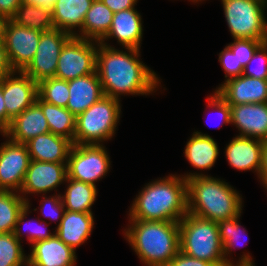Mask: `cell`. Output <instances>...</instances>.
I'll return each mask as SVG.
<instances>
[{
  "instance_id": "obj_42",
  "label": "cell",
  "mask_w": 267,
  "mask_h": 266,
  "mask_svg": "<svg viewBox=\"0 0 267 266\" xmlns=\"http://www.w3.org/2000/svg\"><path fill=\"white\" fill-rule=\"evenodd\" d=\"M113 13L135 8L138 0H101Z\"/></svg>"
},
{
  "instance_id": "obj_47",
  "label": "cell",
  "mask_w": 267,
  "mask_h": 266,
  "mask_svg": "<svg viewBox=\"0 0 267 266\" xmlns=\"http://www.w3.org/2000/svg\"><path fill=\"white\" fill-rule=\"evenodd\" d=\"M4 22H5V19L0 17V40L2 39V35H3Z\"/></svg>"
},
{
  "instance_id": "obj_43",
  "label": "cell",
  "mask_w": 267,
  "mask_h": 266,
  "mask_svg": "<svg viewBox=\"0 0 267 266\" xmlns=\"http://www.w3.org/2000/svg\"><path fill=\"white\" fill-rule=\"evenodd\" d=\"M13 72L7 58L3 39L0 40V79Z\"/></svg>"
},
{
  "instance_id": "obj_32",
  "label": "cell",
  "mask_w": 267,
  "mask_h": 266,
  "mask_svg": "<svg viewBox=\"0 0 267 266\" xmlns=\"http://www.w3.org/2000/svg\"><path fill=\"white\" fill-rule=\"evenodd\" d=\"M37 96L44 102L66 108L69 100L68 81L56 77L40 81L37 84Z\"/></svg>"
},
{
  "instance_id": "obj_21",
  "label": "cell",
  "mask_w": 267,
  "mask_h": 266,
  "mask_svg": "<svg viewBox=\"0 0 267 266\" xmlns=\"http://www.w3.org/2000/svg\"><path fill=\"white\" fill-rule=\"evenodd\" d=\"M69 100L66 108L76 117L104 96L97 72L68 81Z\"/></svg>"
},
{
  "instance_id": "obj_36",
  "label": "cell",
  "mask_w": 267,
  "mask_h": 266,
  "mask_svg": "<svg viewBox=\"0 0 267 266\" xmlns=\"http://www.w3.org/2000/svg\"><path fill=\"white\" fill-rule=\"evenodd\" d=\"M267 40H255V39H234V42L228 44L227 46L236 54L238 59V64L243 67L251 60L253 54L257 48Z\"/></svg>"
},
{
  "instance_id": "obj_11",
  "label": "cell",
  "mask_w": 267,
  "mask_h": 266,
  "mask_svg": "<svg viewBox=\"0 0 267 266\" xmlns=\"http://www.w3.org/2000/svg\"><path fill=\"white\" fill-rule=\"evenodd\" d=\"M71 37V34L59 29L42 32L34 58L23 72L37 84L55 77L60 52Z\"/></svg>"
},
{
  "instance_id": "obj_3",
  "label": "cell",
  "mask_w": 267,
  "mask_h": 266,
  "mask_svg": "<svg viewBox=\"0 0 267 266\" xmlns=\"http://www.w3.org/2000/svg\"><path fill=\"white\" fill-rule=\"evenodd\" d=\"M180 176L187 181L188 213L217 223L242 213V197L227 182L197 172Z\"/></svg>"
},
{
  "instance_id": "obj_25",
  "label": "cell",
  "mask_w": 267,
  "mask_h": 266,
  "mask_svg": "<svg viewBox=\"0 0 267 266\" xmlns=\"http://www.w3.org/2000/svg\"><path fill=\"white\" fill-rule=\"evenodd\" d=\"M184 155L194 168L209 170L214 166L219 156V148L211 136L196 131L189 138Z\"/></svg>"
},
{
  "instance_id": "obj_2",
  "label": "cell",
  "mask_w": 267,
  "mask_h": 266,
  "mask_svg": "<svg viewBox=\"0 0 267 266\" xmlns=\"http://www.w3.org/2000/svg\"><path fill=\"white\" fill-rule=\"evenodd\" d=\"M129 209V220L179 222L187 212V181L171 174L146 184Z\"/></svg>"
},
{
  "instance_id": "obj_45",
  "label": "cell",
  "mask_w": 267,
  "mask_h": 266,
  "mask_svg": "<svg viewBox=\"0 0 267 266\" xmlns=\"http://www.w3.org/2000/svg\"><path fill=\"white\" fill-rule=\"evenodd\" d=\"M259 179L264 188L267 189V143L263 149V169Z\"/></svg>"
},
{
  "instance_id": "obj_44",
  "label": "cell",
  "mask_w": 267,
  "mask_h": 266,
  "mask_svg": "<svg viewBox=\"0 0 267 266\" xmlns=\"http://www.w3.org/2000/svg\"><path fill=\"white\" fill-rule=\"evenodd\" d=\"M6 132V107L4 104V97L2 94V86L0 84V133Z\"/></svg>"
},
{
  "instance_id": "obj_4",
  "label": "cell",
  "mask_w": 267,
  "mask_h": 266,
  "mask_svg": "<svg viewBox=\"0 0 267 266\" xmlns=\"http://www.w3.org/2000/svg\"><path fill=\"white\" fill-rule=\"evenodd\" d=\"M124 237L146 266H167L180 251L179 222L130 220Z\"/></svg>"
},
{
  "instance_id": "obj_38",
  "label": "cell",
  "mask_w": 267,
  "mask_h": 266,
  "mask_svg": "<svg viewBox=\"0 0 267 266\" xmlns=\"http://www.w3.org/2000/svg\"><path fill=\"white\" fill-rule=\"evenodd\" d=\"M218 60L225 72V81L243 75L244 67L238 64L236 54L228 46L219 53Z\"/></svg>"
},
{
  "instance_id": "obj_18",
  "label": "cell",
  "mask_w": 267,
  "mask_h": 266,
  "mask_svg": "<svg viewBox=\"0 0 267 266\" xmlns=\"http://www.w3.org/2000/svg\"><path fill=\"white\" fill-rule=\"evenodd\" d=\"M28 266H75L76 251L62 242L56 234L31 245Z\"/></svg>"
},
{
  "instance_id": "obj_28",
  "label": "cell",
  "mask_w": 267,
  "mask_h": 266,
  "mask_svg": "<svg viewBox=\"0 0 267 266\" xmlns=\"http://www.w3.org/2000/svg\"><path fill=\"white\" fill-rule=\"evenodd\" d=\"M113 14L101 0H94L82 25V38L100 42L111 28Z\"/></svg>"
},
{
  "instance_id": "obj_22",
  "label": "cell",
  "mask_w": 267,
  "mask_h": 266,
  "mask_svg": "<svg viewBox=\"0 0 267 266\" xmlns=\"http://www.w3.org/2000/svg\"><path fill=\"white\" fill-rule=\"evenodd\" d=\"M93 1L94 0H56L51 7L55 29L82 38V25ZM75 29L78 31H75Z\"/></svg>"
},
{
  "instance_id": "obj_40",
  "label": "cell",
  "mask_w": 267,
  "mask_h": 266,
  "mask_svg": "<svg viewBox=\"0 0 267 266\" xmlns=\"http://www.w3.org/2000/svg\"><path fill=\"white\" fill-rule=\"evenodd\" d=\"M167 266H214L204 260L190 257L183 252L179 251L169 262Z\"/></svg>"
},
{
  "instance_id": "obj_48",
  "label": "cell",
  "mask_w": 267,
  "mask_h": 266,
  "mask_svg": "<svg viewBox=\"0 0 267 266\" xmlns=\"http://www.w3.org/2000/svg\"><path fill=\"white\" fill-rule=\"evenodd\" d=\"M189 1V0H188ZM190 1H192L193 3H197V2H201V0H190Z\"/></svg>"
},
{
  "instance_id": "obj_8",
  "label": "cell",
  "mask_w": 267,
  "mask_h": 266,
  "mask_svg": "<svg viewBox=\"0 0 267 266\" xmlns=\"http://www.w3.org/2000/svg\"><path fill=\"white\" fill-rule=\"evenodd\" d=\"M111 162L102 145L73 144L67 161V178H72L96 186L108 173Z\"/></svg>"
},
{
  "instance_id": "obj_37",
  "label": "cell",
  "mask_w": 267,
  "mask_h": 266,
  "mask_svg": "<svg viewBox=\"0 0 267 266\" xmlns=\"http://www.w3.org/2000/svg\"><path fill=\"white\" fill-rule=\"evenodd\" d=\"M43 199L40 202V213H42L41 216H44L48 218L49 220L57 221L59 220L57 226L60 224L65 208L63 205L61 194L53 195L46 197L45 195L42 196Z\"/></svg>"
},
{
  "instance_id": "obj_23",
  "label": "cell",
  "mask_w": 267,
  "mask_h": 266,
  "mask_svg": "<svg viewBox=\"0 0 267 266\" xmlns=\"http://www.w3.org/2000/svg\"><path fill=\"white\" fill-rule=\"evenodd\" d=\"M26 145L30 160L67 163L73 142L65 137L48 132L36 136Z\"/></svg>"
},
{
  "instance_id": "obj_13",
  "label": "cell",
  "mask_w": 267,
  "mask_h": 266,
  "mask_svg": "<svg viewBox=\"0 0 267 266\" xmlns=\"http://www.w3.org/2000/svg\"><path fill=\"white\" fill-rule=\"evenodd\" d=\"M6 138L0 145V190L20 192L30 162L28 147Z\"/></svg>"
},
{
  "instance_id": "obj_6",
  "label": "cell",
  "mask_w": 267,
  "mask_h": 266,
  "mask_svg": "<svg viewBox=\"0 0 267 266\" xmlns=\"http://www.w3.org/2000/svg\"><path fill=\"white\" fill-rule=\"evenodd\" d=\"M120 100L103 96L77 116L74 144L102 145L115 135L120 120Z\"/></svg>"
},
{
  "instance_id": "obj_34",
  "label": "cell",
  "mask_w": 267,
  "mask_h": 266,
  "mask_svg": "<svg viewBox=\"0 0 267 266\" xmlns=\"http://www.w3.org/2000/svg\"><path fill=\"white\" fill-rule=\"evenodd\" d=\"M21 242L13 233L0 234V266H28Z\"/></svg>"
},
{
  "instance_id": "obj_46",
  "label": "cell",
  "mask_w": 267,
  "mask_h": 266,
  "mask_svg": "<svg viewBox=\"0 0 267 266\" xmlns=\"http://www.w3.org/2000/svg\"><path fill=\"white\" fill-rule=\"evenodd\" d=\"M21 3L34 4L38 6L52 7L56 0H20Z\"/></svg>"
},
{
  "instance_id": "obj_33",
  "label": "cell",
  "mask_w": 267,
  "mask_h": 266,
  "mask_svg": "<svg viewBox=\"0 0 267 266\" xmlns=\"http://www.w3.org/2000/svg\"><path fill=\"white\" fill-rule=\"evenodd\" d=\"M30 204L31 203H27V205L24 207V209L19 214L13 234L15 237L18 238L19 241H21L22 240L21 238L23 237V232H22L23 227L22 226L25 225L26 232H27V235H25V236H27L26 237L27 240L32 245L37 241L46 240V239L54 236L55 233L54 232L51 233L47 229V226H49V223H46V221L44 219L42 220L39 218V219H37L36 223H34L35 221H33L31 219L29 221H25L28 214L31 213V211H29V209L31 207ZM39 220H42V224H41V222L40 223L38 222ZM43 222H45V224ZM20 225H22V226H20Z\"/></svg>"
},
{
  "instance_id": "obj_10",
  "label": "cell",
  "mask_w": 267,
  "mask_h": 266,
  "mask_svg": "<svg viewBox=\"0 0 267 266\" xmlns=\"http://www.w3.org/2000/svg\"><path fill=\"white\" fill-rule=\"evenodd\" d=\"M41 33L37 29L17 25L11 19L5 20L2 39L13 71H23L32 61Z\"/></svg>"
},
{
  "instance_id": "obj_26",
  "label": "cell",
  "mask_w": 267,
  "mask_h": 266,
  "mask_svg": "<svg viewBox=\"0 0 267 266\" xmlns=\"http://www.w3.org/2000/svg\"><path fill=\"white\" fill-rule=\"evenodd\" d=\"M240 216L241 214L237 217L227 219V220H222L217 223L220 241L223 247V257H224L225 262L229 266H255L253 262V258L251 257L249 252L246 254L243 252V255H241L239 260L236 261V264L233 263L234 260L229 259L232 250L236 246L238 248L240 243H242L240 242V238L242 236V233L244 234V232L246 231L245 228H242V226L239 224L238 220L240 219Z\"/></svg>"
},
{
  "instance_id": "obj_9",
  "label": "cell",
  "mask_w": 267,
  "mask_h": 266,
  "mask_svg": "<svg viewBox=\"0 0 267 266\" xmlns=\"http://www.w3.org/2000/svg\"><path fill=\"white\" fill-rule=\"evenodd\" d=\"M98 44L72 36L60 52L55 77L69 81L95 73Z\"/></svg>"
},
{
  "instance_id": "obj_14",
  "label": "cell",
  "mask_w": 267,
  "mask_h": 266,
  "mask_svg": "<svg viewBox=\"0 0 267 266\" xmlns=\"http://www.w3.org/2000/svg\"><path fill=\"white\" fill-rule=\"evenodd\" d=\"M66 178L67 163L30 160L19 193L27 203H30L26 194H47L54 189L57 191V187L65 183Z\"/></svg>"
},
{
  "instance_id": "obj_1",
  "label": "cell",
  "mask_w": 267,
  "mask_h": 266,
  "mask_svg": "<svg viewBox=\"0 0 267 266\" xmlns=\"http://www.w3.org/2000/svg\"><path fill=\"white\" fill-rule=\"evenodd\" d=\"M124 49L126 51L115 49L105 41L98 44L96 72L104 95L120 100V96L125 94L149 95L156 92L160 79L138 58L140 50Z\"/></svg>"
},
{
  "instance_id": "obj_5",
  "label": "cell",
  "mask_w": 267,
  "mask_h": 266,
  "mask_svg": "<svg viewBox=\"0 0 267 266\" xmlns=\"http://www.w3.org/2000/svg\"><path fill=\"white\" fill-rule=\"evenodd\" d=\"M180 251L214 266H229L223 257L217 222L187 213L179 221Z\"/></svg>"
},
{
  "instance_id": "obj_7",
  "label": "cell",
  "mask_w": 267,
  "mask_h": 266,
  "mask_svg": "<svg viewBox=\"0 0 267 266\" xmlns=\"http://www.w3.org/2000/svg\"><path fill=\"white\" fill-rule=\"evenodd\" d=\"M233 39L267 40V0H221Z\"/></svg>"
},
{
  "instance_id": "obj_16",
  "label": "cell",
  "mask_w": 267,
  "mask_h": 266,
  "mask_svg": "<svg viewBox=\"0 0 267 266\" xmlns=\"http://www.w3.org/2000/svg\"><path fill=\"white\" fill-rule=\"evenodd\" d=\"M215 92L230 106L267 103V80L241 75L223 82Z\"/></svg>"
},
{
  "instance_id": "obj_12",
  "label": "cell",
  "mask_w": 267,
  "mask_h": 266,
  "mask_svg": "<svg viewBox=\"0 0 267 266\" xmlns=\"http://www.w3.org/2000/svg\"><path fill=\"white\" fill-rule=\"evenodd\" d=\"M0 84L6 107L7 131L11 121L36 101L37 83L23 71H13L0 79Z\"/></svg>"
},
{
  "instance_id": "obj_20",
  "label": "cell",
  "mask_w": 267,
  "mask_h": 266,
  "mask_svg": "<svg viewBox=\"0 0 267 266\" xmlns=\"http://www.w3.org/2000/svg\"><path fill=\"white\" fill-rule=\"evenodd\" d=\"M48 132L50 130L46 117L41 107L34 102L11 121L8 130L2 136L14 142L26 144L36 136Z\"/></svg>"
},
{
  "instance_id": "obj_30",
  "label": "cell",
  "mask_w": 267,
  "mask_h": 266,
  "mask_svg": "<svg viewBox=\"0 0 267 266\" xmlns=\"http://www.w3.org/2000/svg\"><path fill=\"white\" fill-rule=\"evenodd\" d=\"M17 25L46 32L55 29L50 7L21 3L11 18Z\"/></svg>"
},
{
  "instance_id": "obj_39",
  "label": "cell",
  "mask_w": 267,
  "mask_h": 266,
  "mask_svg": "<svg viewBox=\"0 0 267 266\" xmlns=\"http://www.w3.org/2000/svg\"><path fill=\"white\" fill-rule=\"evenodd\" d=\"M207 107H211L216 110L221 122V126L223 124L231 123V107L230 105L218 94L214 91L213 95H209L207 98ZM223 123V124H222Z\"/></svg>"
},
{
  "instance_id": "obj_41",
  "label": "cell",
  "mask_w": 267,
  "mask_h": 266,
  "mask_svg": "<svg viewBox=\"0 0 267 266\" xmlns=\"http://www.w3.org/2000/svg\"><path fill=\"white\" fill-rule=\"evenodd\" d=\"M20 5V0H0V17L11 19Z\"/></svg>"
},
{
  "instance_id": "obj_27",
  "label": "cell",
  "mask_w": 267,
  "mask_h": 266,
  "mask_svg": "<svg viewBox=\"0 0 267 266\" xmlns=\"http://www.w3.org/2000/svg\"><path fill=\"white\" fill-rule=\"evenodd\" d=\"M65 183L67 188L61 195L65 210L93 213L91 207L96 201L97 187L72 178H66Z\"/></svg>"
},
{
  "instance_id": "obj_35",
  "label": "cell",
  "mask_w": 267,
  "mask_h": 266,
  "mask_svg": "<svg viewBox=\"0 0 267 266\" xmlns=\"http://www.w3.org/2000/svg\"><path fill=\"white\" fill-rule=\"evenodd\" d=\"M243 75L267 80V41L257 48L251 60L244 67Z\"/></svg>"
},
{
  "instance_id": "obj_19",
  "label": "cell",
  "mask_w": 267,
  "mask_h": 266,
  "mask_svg": "<svg viewBox=\"0 0 267 266\" xmlns=\"http://www.w3.org/2000/svg\"><path fill=\"white\" fill-rule=\"evenodd\" d=\"M142 24L141 14L135 8L114 13L111 28L101 41L115 38L123 48L140 50L143 37Z\"/></svg>"
},
{
  "instance_id": "obj_15",
  "label": "cell",
  "mask_w": 267,
  "mask_h": 266,
  "mask_svg": "<svg viewBox=\"0 0 267 266\" xmlns=\"http://www.w3.org/2000/svg\"><path fill=\"white\" fill-rule=\"evenodd\" d=\"M266 142L246 136L233 137L225 148L228 164L237 170H254L260 178Z\"/></svg>"
},
{
  "instance_id": "obj_17",
  "label": "cell",
  "mask_w": 267,
  "mask_h": 266,
  "mask_svg": "<svg viewBox=\"0 0 267 266\" xmlns=\"http://www.w3.org/2000/svg\"><path fill=\"white\" fill-rule=\"evenodd\" d=\"M231 125L236 126L239 136L262 140L267 143V103L232 105Z\"/></svg>"
},
{
  "instance_id": "obj_31",
  "label": "cell",
  "mask_w": 267,
  "mask_h": 266,
  "mask_svg": "<svg viewBox=\"0 0 267 266\" xmlns=\"http://www.w3.org/2000/svg\"><path fill=\"white\" fill-rule=\"evenodd\" d=\"M26 205L19 192L0 190V234L14 232L18 216Z\"/></svg>"
},
{
  "instance_id": "obj_29",
  "label": "cell",
  "mask_w": 267,
  "mask_h": 266,
  "mask_svg": "<svg viewBox=\"0 0 267 266\" xmlns=\"http://www.w3.org/2000/svg\"><path fill=\"white\" fill-rule=\"evenodd\" d=\"M35 102L46 117L50 133L65 137L74 144L77 117L67 108L44 102L38 96Z\"/></svg>"
},
{
  "instance_id": "obj_24",
  "label": "cell",
  "mask_w": 267,
  "mask_h": 266,
  "mask_svg": "<svg viewBox=\"0 0 267 266\" xmlns=\"http://www.w3.org/2000/svg\"><path fill=\"white\" fill-rule=\"evenodd\" d=\"M93 228V213L65 210L63 218L54 232L62 242L76 251V248L88 240Z\"/></svg>"
}]
</instances>
